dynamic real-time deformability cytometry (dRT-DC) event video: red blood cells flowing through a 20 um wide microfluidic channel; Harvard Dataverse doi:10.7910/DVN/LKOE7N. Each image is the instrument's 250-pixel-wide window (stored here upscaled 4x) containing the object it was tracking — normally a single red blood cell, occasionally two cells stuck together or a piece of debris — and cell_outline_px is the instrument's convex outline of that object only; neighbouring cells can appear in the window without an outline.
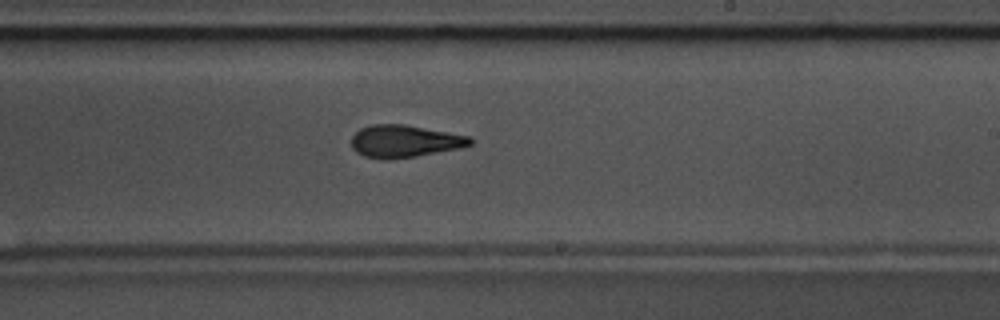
{"species": "common noctule bat (a hibernating species)", "species_latin": "Nyctalus noctula", "temperature_condition": "warm", "stored_images_in_passage": 48, "camera_frame_rate_fps": 3000, "um_per_image_px": 0.085, "animal": {"sex": "male", "body_mass_g": 17.5, "forearm_length_mm": 52.3}, "frame": {"image": 1, "passage_image": 28, "time_ms": 9.0, "image_size_px": [1000, 320], "cell_outline_px": [[472, 144], [460, 148], [416, 156], [388, 160], [384, 160], [364, 156], [356, 152], [352, 148], [352, 136], [360, 128], [372, 124], [404, 124], [468, 136], [472, 140]], "centroid_in_image_um": [34.34, 12.01], "position_along_channel_um": 254.7, "area_um2": 22.31}}